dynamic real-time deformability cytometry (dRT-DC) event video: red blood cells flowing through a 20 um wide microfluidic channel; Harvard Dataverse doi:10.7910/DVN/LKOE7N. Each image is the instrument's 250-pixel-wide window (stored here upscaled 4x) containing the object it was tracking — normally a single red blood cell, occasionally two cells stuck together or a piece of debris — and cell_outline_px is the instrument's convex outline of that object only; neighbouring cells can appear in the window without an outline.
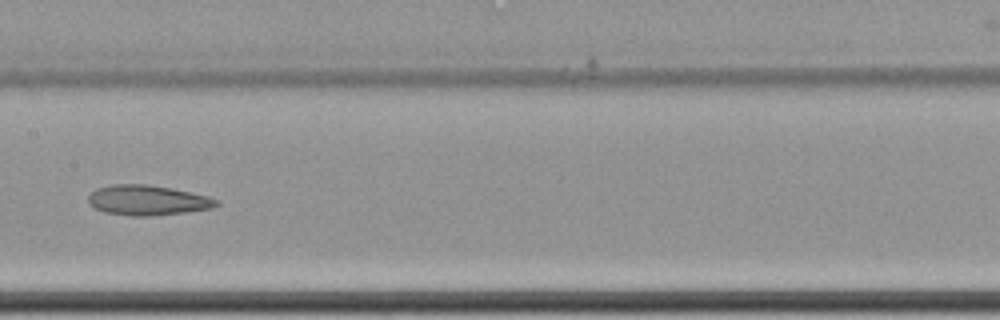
{"species": "common noctule bat (a hibernating species)", "species_latin": "Nyctalus noctula", "temperature_condition": "cold", "stored_images_in_passage": 14, "camera_frame_rate_fps": 3000, "um_per_image_px": 0.085, "animal": {"sex": "female", "body_mass_g": 22.7, "forearm_length_mm": 54.2}, "frame": {"image": 1, "passage_image": 6, "time_ms": 1.667, "image_size_px": [1000, 320], "cell_outline_px": [[220, 204], [212, 208], [188, 212], [148, 216], [132, 216], [104, 212], [88, 204], [88, 196], [96, 188], [112, 184], [148, 184], [172, 188], [208, 196], [220, 200]], "centroid_in_image_um": [12.56, 17.02], "position_along_channel_um": 194.8, "area_um2": 22.66}}
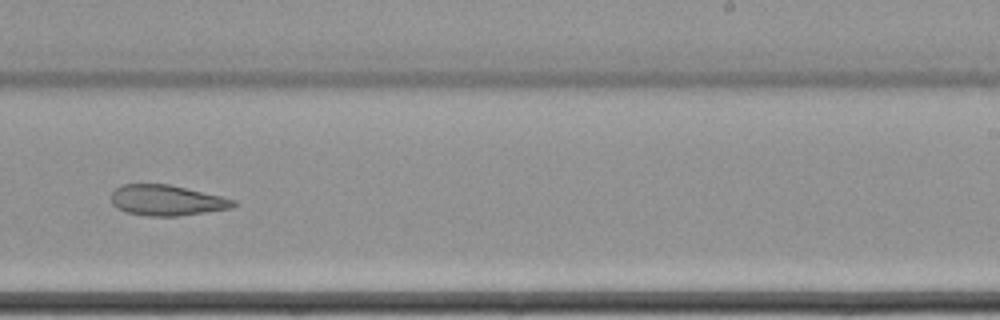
{"frame": {"image": 2, "passage_image": 8, "time_ms": 2.333, "image_size_px": [1000, 320], "cell_outline_px": [[236, 204], [232, 208], [176, 216], [148, 216], [124, 212], [116, 208], [112, 204], [112, 192], [116, 188], [124, 184], [168, 184], [220, 196], [236, 200]], "centroid_in_image_um": [14.14, 17.03], "position_along_channel_um": 274.9, "area_um2": 21.62}}
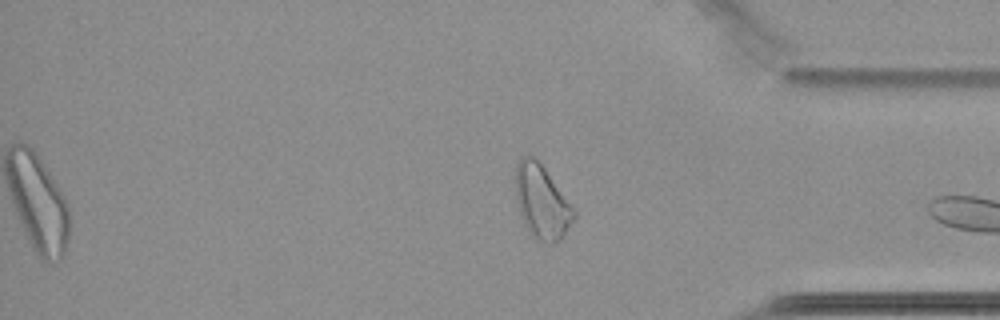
{"frame": {"image": 3, "passage_image": 14, "time_ms": 4.333, "image_size_px": [1000, 320], "cell_outline_px": [[576, 216], [560, 240], [552, 244], [548, 244], [532, 236], [528, 232], [520, 216], [516, 200], [516, 164], [520, 156], [536, 156], [576, 208]], "centroid_in_image_um": [46.07, 17.13], "position_along_channel_um": 389.1, "area_um2": 25.61}}